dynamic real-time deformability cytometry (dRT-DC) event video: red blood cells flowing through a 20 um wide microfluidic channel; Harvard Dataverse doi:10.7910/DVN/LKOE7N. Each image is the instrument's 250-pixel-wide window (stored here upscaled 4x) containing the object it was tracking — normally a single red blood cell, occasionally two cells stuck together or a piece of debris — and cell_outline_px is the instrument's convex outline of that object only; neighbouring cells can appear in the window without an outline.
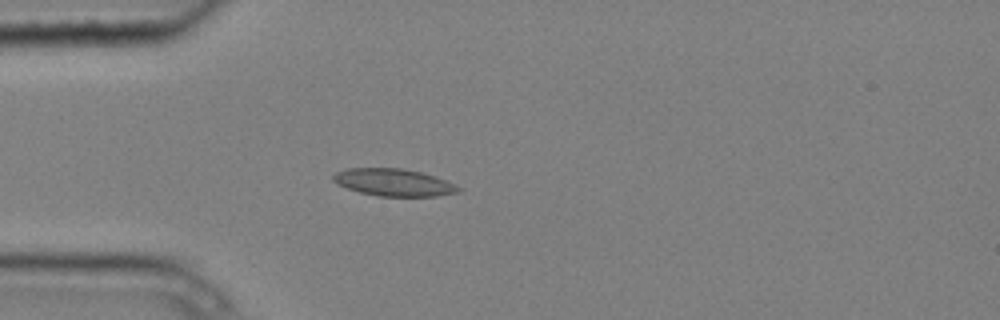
{"species": "common noctule bat (a hibernating species)", "species_latin": "Nyctalus noctula", "temperature_condition": "cold", "stored_images_in_passage": 4, "camera_frame_rate_fps": 3000, "um_per_image_px": 0.085, "animal": {"sex": "male", "body_mass_g": 20.4}, "frame": {"image": 1, "passage_image": 4, "time_ms": 1.0, "image_size_px": [1000, 320], "cell_outline_px": [[464, 188], [460, 192], [436, 196], [380, 196], [360, 192], [336, 184], [332, 180], [332, 176], [336, 172], [348, 168], [400, 168], [420, 172], [444, 180]], "centroid_in_image_um": [33.45, 15.51], "position_along_channel_um": 51.5, "area_um2": 19.77}}